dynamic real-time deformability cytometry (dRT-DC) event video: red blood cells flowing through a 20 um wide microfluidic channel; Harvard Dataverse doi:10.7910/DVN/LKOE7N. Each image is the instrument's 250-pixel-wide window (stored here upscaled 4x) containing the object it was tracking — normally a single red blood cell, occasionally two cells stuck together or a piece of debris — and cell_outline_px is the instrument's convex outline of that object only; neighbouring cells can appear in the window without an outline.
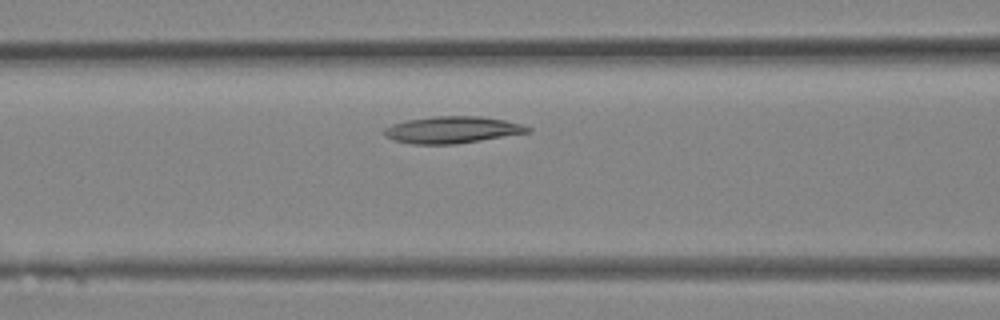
{"species": "Egyptian fruit bat (a non-hibernating species)", "species_latin": "Rousettus aegyptiacus", "temperature_condition": "room temperature", "stored_images_in_passage": 27, "camera_frame_rate_fps": 3000, "um_per_image_px": 0.085, "animal": {"sex": "female"}, "frame": {"image": 1, "passage_image": 8, "time_ms": 2.333, "image_size_px": [1000, 320], "cell_outline_px": [[532, 132], [456, 144], [412, 144], [396, 140], [384, 136], [384, 128], [392, 124], [408, 120], [432, 116], [480, 116], [504, 120], [524, 124], [532, 128]], "centroid_in_image_um": [38.48, 11.03], "position_along_channel_um": 128.1, "area_um2": 22.48}}
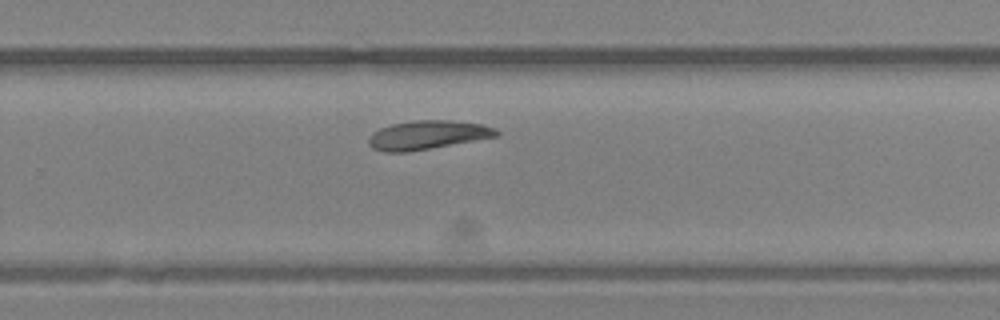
{"frame": {"image": 2, "passage_image": 16, "time_ms": 5.0, "image_size_px": [1000, 320], "cell_outline_px": [[500, 132], [496, 136], [408, 152], [384, 152], [372, 148], [368, 144], [368, 136], [372, 132], [380, 128], [392, 124], [416, 120], [448, 120], [480, 124], [496, 128]], "centroid_in_image_um": [36.27, 11.47], "position_along_channel_um": 293.5, "area_um2": 21.27}}
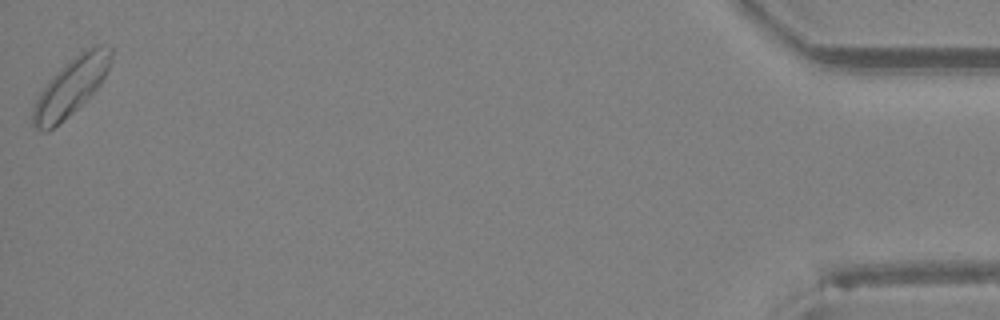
{"frame": {"image": 3, "passage_image": 27, "time_ms": 8.667, "image_size_px": [1000, 320], "cell_outline_px": [[112, 52], [108, 72], [104, 80], [92, 96], [48, 132], [40, 132], [32, 124], [32, 108], [40, 92], [48, 80], [64, 64], [84, 48], [96, 44], [100, 44], [112, 48]], "centroid_in_image_um": [6.04, 7.36], "position_along_channel_um": 429.2, "area_um2": 26.47}}